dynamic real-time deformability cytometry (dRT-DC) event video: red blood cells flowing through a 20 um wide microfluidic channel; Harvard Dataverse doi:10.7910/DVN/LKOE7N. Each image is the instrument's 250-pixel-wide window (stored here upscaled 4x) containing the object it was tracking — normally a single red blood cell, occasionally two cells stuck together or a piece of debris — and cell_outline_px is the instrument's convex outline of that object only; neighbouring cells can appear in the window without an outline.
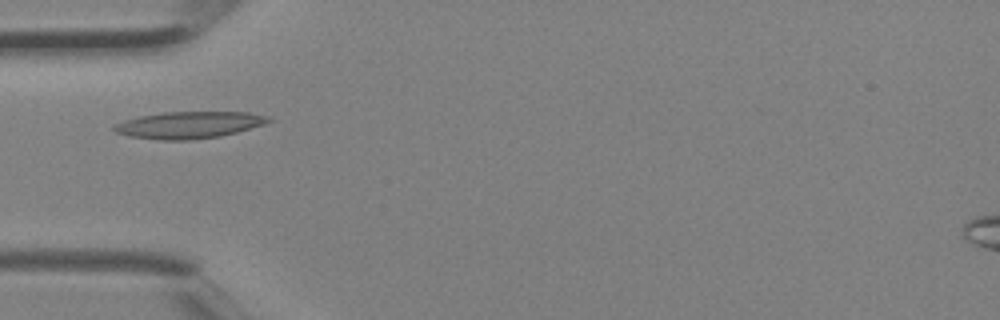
{"species": "Egyptian fruit bat (a non-hibernating species)", "species_latin": "Rousettus aegyptiacus", "temperature_condition": "room temperature", "stored_images_in_passage": 3, "camera_frame_rate_fps": 3000, "um_per_image_px": 0.085, "animal": {"sex": "female"}, "frame": {"image": 1, "passage_image": 3, "time_ms": 0.667, "image_size_px": [1000, 320], "cell_outline_px": [[272, 120], [264, 124], [236, 132], [220, 136], [188, 140], [160, 140], [128, 136], [116, 132], [112, 128], [116, 124], [124, 120], [140, 116], [164, 112], [248, 112], [272, 116]], "centroid_in_image_um": [16.08, 10.61], "position_along_channel_um": 68.9, "area_um2": 24.1}}